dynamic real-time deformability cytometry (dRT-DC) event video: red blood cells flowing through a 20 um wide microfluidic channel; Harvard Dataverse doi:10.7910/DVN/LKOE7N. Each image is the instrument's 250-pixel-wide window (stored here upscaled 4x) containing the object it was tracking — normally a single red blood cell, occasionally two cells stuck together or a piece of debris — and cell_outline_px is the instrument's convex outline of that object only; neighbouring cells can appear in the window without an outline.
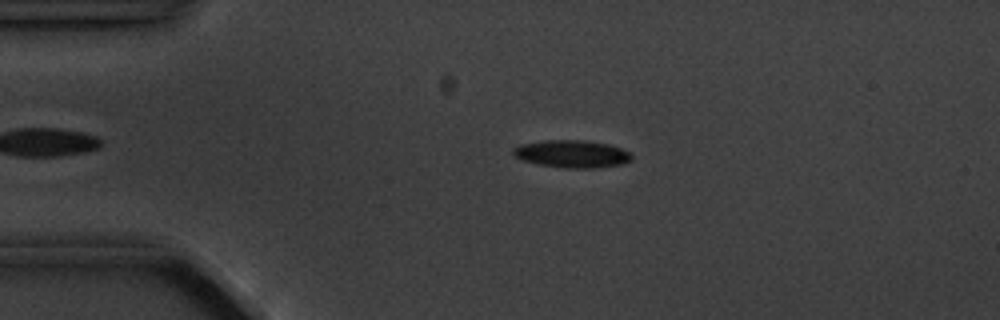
{"species": "common noctule bat (a hibernating species)", "species_latin": "Nyctalus noctula", "temperature_condition": "cold", "stored_images_in_passage": 4, "camera_frame_rate_fps": 3000, "um_per_image_px": 0.085, "animal": {"sex": "male", "body_mass_g": 20.1, "forearm_length_mm": 53.5}, "frame": {"image": 1, "passage_image": 3, "time_ms": 2.333, "image_size_px": [1000, 320], "cell_outline_px": [[632, 160], [624, 164], [592, 168], [564, 168], [540, 164], [520, 160], [512, 152], [512, 148], [520, 144], [544, 140], [584, 140], [608, 144], [632, 152]], "centroid_in_image_um": [48.63, 13.08], "position_along_channel_um": 36.4, "area_um2": 19.13}}